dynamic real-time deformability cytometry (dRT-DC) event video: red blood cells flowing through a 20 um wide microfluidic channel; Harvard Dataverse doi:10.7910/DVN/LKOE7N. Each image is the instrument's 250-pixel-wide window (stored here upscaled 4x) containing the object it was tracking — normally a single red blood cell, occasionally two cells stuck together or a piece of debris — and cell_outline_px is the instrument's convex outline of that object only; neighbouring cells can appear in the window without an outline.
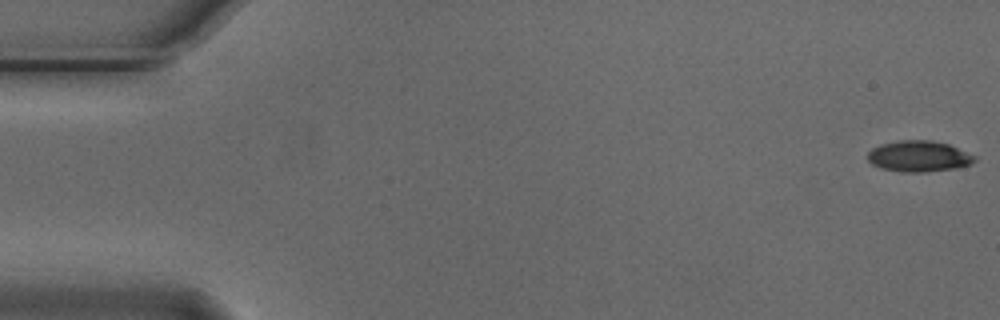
{"species": "Egyptian fruit bat (a non-hibernating species)", "species_latin": "Rousettus aegyptiacus", "temperature_condition": "cold", "stored_images_in_passage": 55, "camera_frame_rate_fps": 3000, "um_per_image_px": 0.085, "animal": {"sex": "male"}, "frame": {"image": 1, "passage_image": 1, "time_ms": 0.0, "image_size_px": [1000, 320], "cell_outline_px": [[976, 160], [972, 164], [956, 168], [924, 172], [904, 172], [880, 168], [872, 164], [868, 160], [868, 152], [872, 148], [880, 144], [896, 140], [932, 140], [948, 144], [976, 156]], "centroid_in_image_um": [78.09, 13.28], "position_along_channel_um": 6.9, "area_um2": 19.42}}
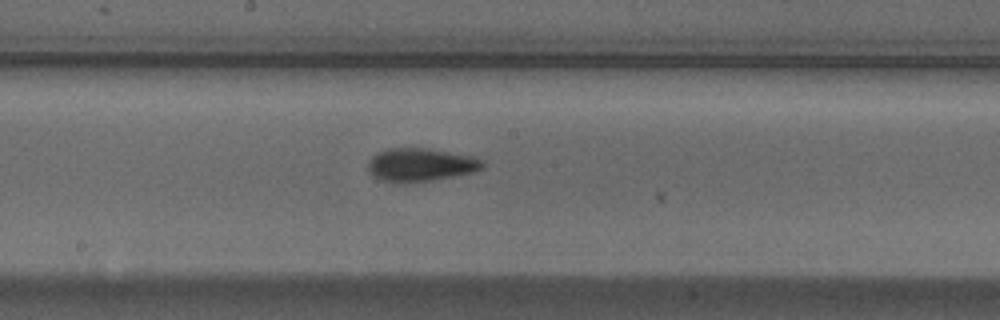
{"frame": {"image": 2, "passage_image": 29, "time_ms": 9.333, "image_size_px": [1000, 320], "cell_outline_px": [[484, 168], [476, 172], [428, 180], [400, 184], [380, 180], [372, 176], [368, 172], [368, 160], [376, 152], [388, 148], [428, 148], [472, 156], [484, 160]], "centroid_in_image_um": [35.71, 14.01], "position_along_channel_um": 212.5, "area_um2": 22.48}}
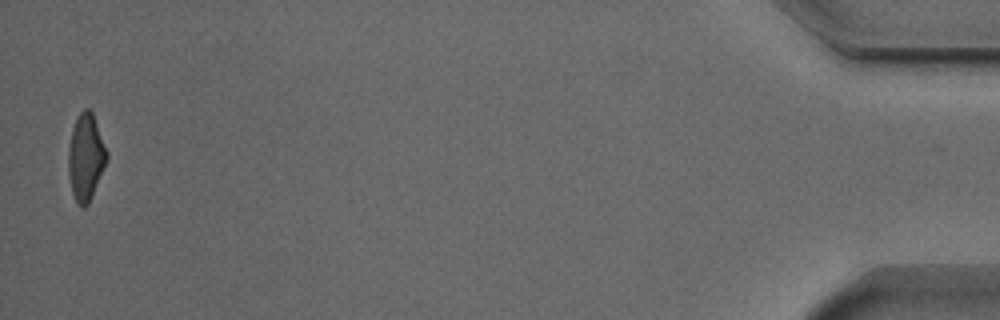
{"frame": {"image": 3, "passage_image": 54, "time_ms": 17.667, "image_size_px": [1000, 320], "cell_outline_px": [[108, 156], [92, 196], [88, 204], [84, 208], [80, 208], [76, 204], [72, 192], [68, 172], [68, 148], [72, 128], [80, 112], [84, 108], [88, 108], [92, 112], [108, 152]], "centroid_in_image_um": [7.27, 13.38], "position_along_channel_um": 427.9, "area_um2": 19.36}, "authors_computed_cell_mechanics": {"area_um2": 20.4612, "velocity_mm_per_s": 3.7534, "shape_relaxation_time_tau1_ms": 2.56, "shape_relaxation_time_tau2_ms": 2.0174, "deformation_change_tau1": 0.15, "deformation_change_tau2": 0.103}}